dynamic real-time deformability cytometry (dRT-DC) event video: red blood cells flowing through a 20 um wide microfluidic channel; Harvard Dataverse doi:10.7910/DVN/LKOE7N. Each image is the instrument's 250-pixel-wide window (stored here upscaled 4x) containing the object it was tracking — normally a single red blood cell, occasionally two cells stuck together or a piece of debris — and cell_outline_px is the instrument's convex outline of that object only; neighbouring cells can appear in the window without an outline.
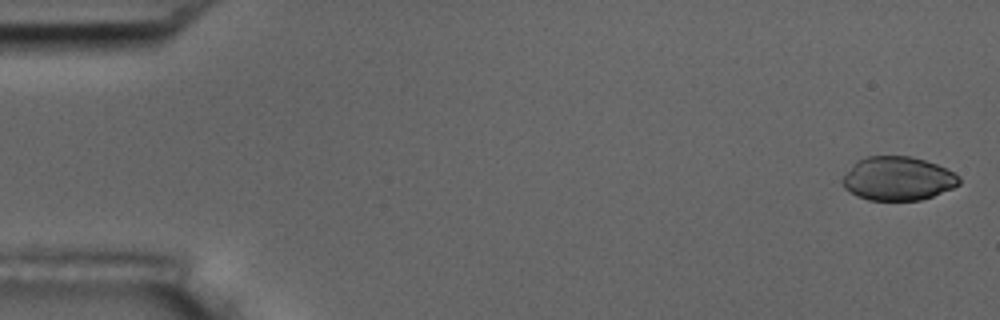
{"species": "common noctule bat (a hibernating species)", "species_latin": "Nyctalus noctula", "temperature_condition": "room temperature", "stored_images_in_passage": 6, "camera_frame_rate_fps": 3000, "um_per_image_px": 0.085, "animal": {"sex": "male", "body_mass_g": 17.5, "forearm_length_mm": 52.3}, "frame": {"image": 1, "passage_image": 1, "time_ms": 0.0, "image_size_px": [1000, 320], "cell_outline_px": [[960, 184], [952, 188], [932, 196], [920, 200], [868, 200], [856, 196], [844, 188], [840, 180], [852, 164], [856, 160], [868, 156], [912, 156], [936, 164], [960, 176]], "centroid_in_image_um": [76.27, 15.18], "position_along_channel_um": 8.7, "area_um2": 29.82}}